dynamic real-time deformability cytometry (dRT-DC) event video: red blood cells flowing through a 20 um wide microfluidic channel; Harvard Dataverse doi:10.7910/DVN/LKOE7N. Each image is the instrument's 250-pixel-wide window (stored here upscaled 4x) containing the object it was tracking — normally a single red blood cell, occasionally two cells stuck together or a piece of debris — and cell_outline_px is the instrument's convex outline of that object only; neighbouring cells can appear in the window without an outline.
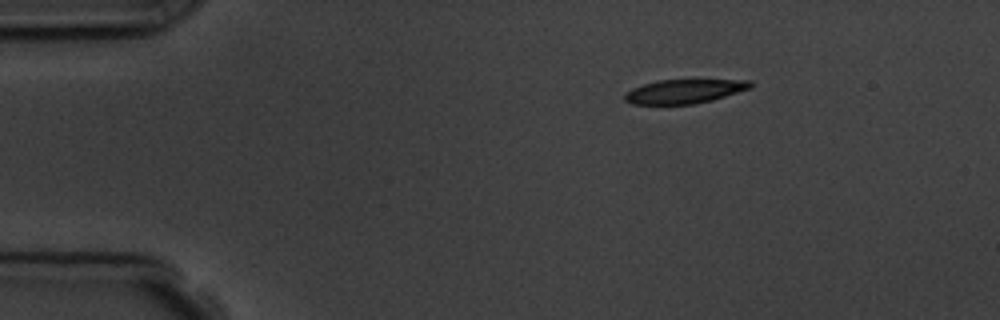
{"species": "common noctule bat (a hibernating species)", "species_latin": "Nyctalus noctula", "temperature_condition": "room temperature", "stored_images_in_passage": 3, "camera_frame_rate_fps": 3000, "um_per_image_px": 0.085, "animal": {"sex": "male", "body_mass_g": 19.5, "forearm_length_mm": 54.6}, "frame": {"image": 1, "passage_image": 1, "time_ms": 0.0, "image_size_px": [1000, 320], "cell_outline_px": [[752, 88], [712, 100], [692, 104], [632, 104], [624, 100], [624, 92], [632, 88], [656, 80], [752, 80]], "centroid_in_image_um": [58.15, 7.76], "position_along_channel_um": 26.9, "area_um2": 17.63}}